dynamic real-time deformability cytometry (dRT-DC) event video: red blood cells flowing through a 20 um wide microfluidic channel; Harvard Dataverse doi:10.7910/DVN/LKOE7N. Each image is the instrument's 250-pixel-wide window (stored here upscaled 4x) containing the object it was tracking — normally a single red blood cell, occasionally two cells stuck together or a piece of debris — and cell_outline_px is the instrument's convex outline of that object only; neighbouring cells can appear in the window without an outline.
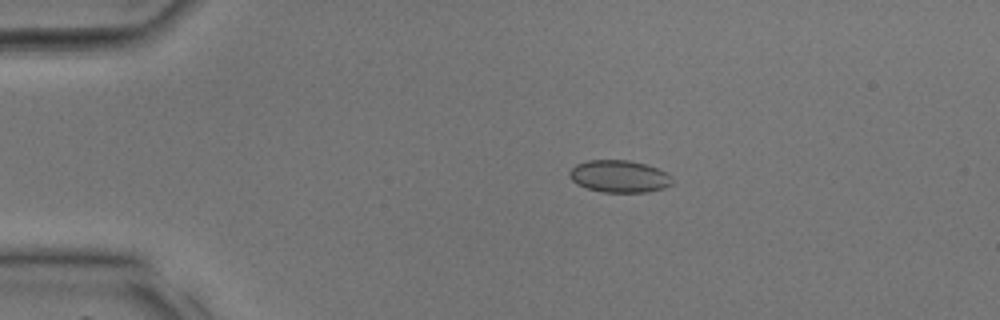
{"species": "common noctule bat (a hibernating species)", "species_latin": "Nyctalus noctula", "temperature_condition": "room temperature", "stored_images_in_passage": 36, "camera_frame_rate_fps": 3000, "um_per_image_px": 0.085, "animal": {"sex": "male", "body_mass_g": 17.9, "forearm_length_mm": 54.2}, "frame": {"image": 1, "passage_image": 7, "time_ms": 2.0, "image_size_px": [1000, 320], "cell_outline_px": [[672, 184], [664, 188], [648, 192], [604, 192], [588, 188], [576, 184], [568, 176], [568, 172], [576, 164], [588, 160], [628, 160], [644, 164], [656, 168], [664, 172], [672, 180]], "centroid_in_image_um": [52.59, 14.99], "position_along_channel_um": 32.4, "area_um2": 19.13}}
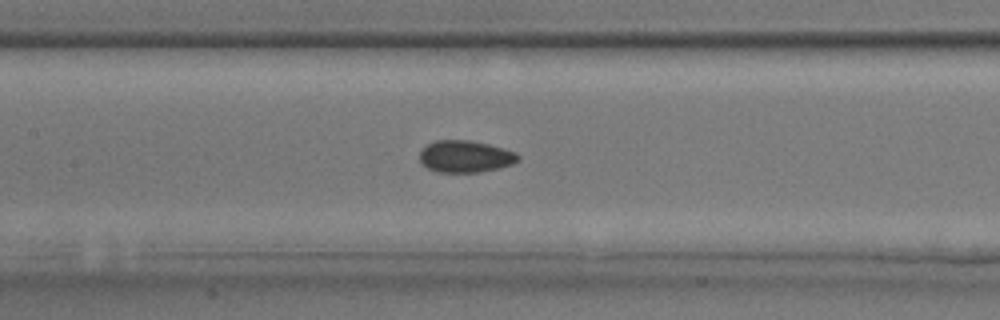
{"frame": {"image": 2, "passage_image": 17, "time_ms": 5.333, "image_size_px": [1000, 320], "cell_outline_px": [[520, 160], [512, 164], [500, 168], [480, 172], [436, 172], [420, 164], [420, 152], [428, 144], [436, 140], [468, 140], [488, 144], [504, 148], [516, 152], [520, 156]], "centroid_in_image_um": [39.57, 13.31], "position_along_channel_um": 167.8, "area_um2": 18.44}}
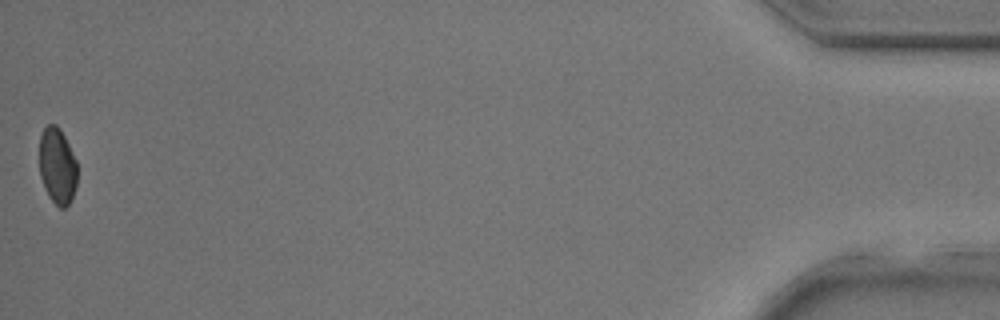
{"frame": {"image": 3, "passage_image": 36, "time_ms": 11.667, "image_size_px": [1000, 320], "cell_outline_px": [[76, 188], [68, 204], [64, 208], [60, 208], [48, 196], [44, 188], [40, 176], [40, 132], [48, 124], [56, 124], [60, 128], [76, 160]], "centroid_in_image_um": [4.86, 14.09], "position_along_channel_um": 430.3, "area_um2": 16.76}}